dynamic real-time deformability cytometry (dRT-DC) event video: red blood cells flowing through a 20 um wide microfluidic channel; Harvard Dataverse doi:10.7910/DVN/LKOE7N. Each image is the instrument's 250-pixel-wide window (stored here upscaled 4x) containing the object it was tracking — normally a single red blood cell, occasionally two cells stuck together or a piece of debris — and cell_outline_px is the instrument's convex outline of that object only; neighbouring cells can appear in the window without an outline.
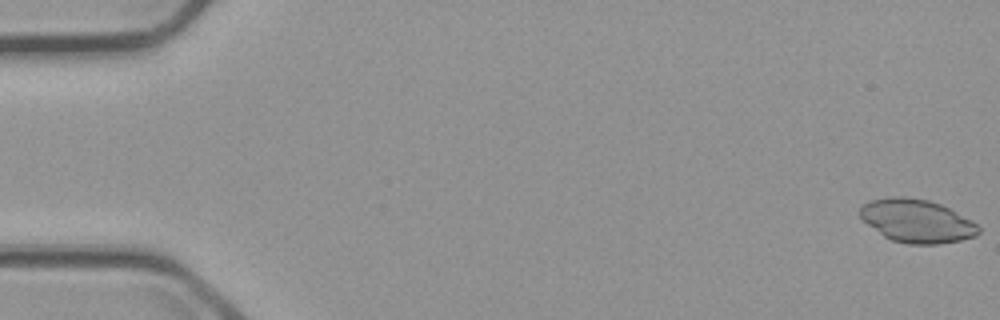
{"species": "common noctule bat (a hibernating species)", "species_latin": "Nyctalus noctula", "temperature_condition": "cold", "stored_images_in_passage": 5, "camera_frame_rate_fps": 3000, "um_per_image_px": 0.085, "animal": {"sex": "male", "body_mass_g": 23.1, "forearm_length_mm": 52.7}, "frame": {"image": 1, "passage_image": 1, "time_ms": 0.0, "image_size_px": [1000, 320], "cell_outline_px": [[980, 232], [976, 236], [960, 240], [936, 244], [908, 244], [892, 240], [884, 236], [868, 224], [860, 216], [860, 208], [868, 200], [892, 196], [904, 196], [928, 200], [940, 204], [972, 220], [980, 228]], "centroid_in_image_um": [77.93, 18.77], "position_along_channel_um": 7.1, "area_um2": 29.71}}